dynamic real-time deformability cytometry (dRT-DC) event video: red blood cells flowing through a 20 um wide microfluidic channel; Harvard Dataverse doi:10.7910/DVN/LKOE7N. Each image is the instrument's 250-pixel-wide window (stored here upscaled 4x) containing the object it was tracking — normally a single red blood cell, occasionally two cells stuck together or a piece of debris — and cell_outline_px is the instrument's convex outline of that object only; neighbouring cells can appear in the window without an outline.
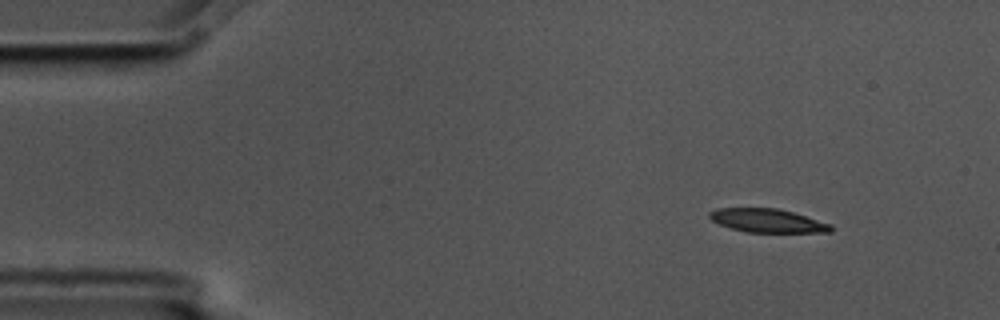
{"species": "common noctule bat (a hibernating species)", "species_latin": "Nyctalus noctula", "temperature_condition": "cold", "stored_images_in_passage": 9, "camera_frame_rate_fps": 3000, "um_per_image_px": 0.085, "animal": {"sex": "male", "body_mass_g": 17.5, "forearm_length_mm": 52.3}, "frame": {"image": 1, "passage_image": 1, "time_ms": 0.0, "image_size_px": [1000, 320], "cell_outline_px": [[832, 232], [744, 232], [720, 224], [712, 220], [708, 216], [708, 212], [716, 208], [776, 208], [792, 212], [832, 224]], "centroid_in_image_um": [65.22, 18.75], "position_along_channel_um": 19.8, "area_um2": 16.59}}
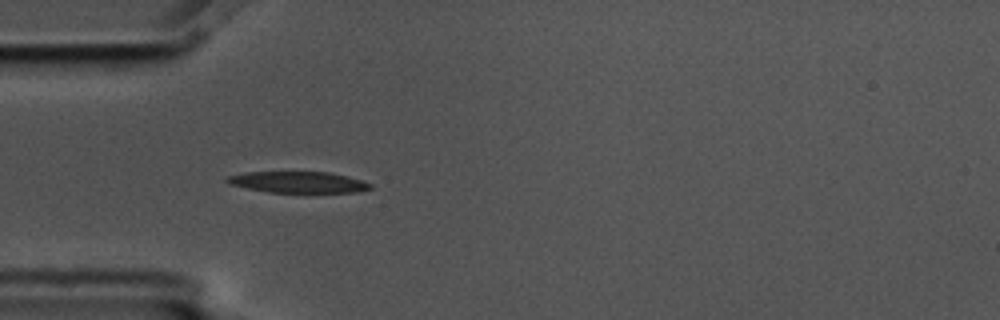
{"frame": {"image": 2, "passage_image": 4, "time_ms": 1.0, "image_size_px": [1000, 320], "cell_outline_px": [[372, 188], [356, 192], [268, 192], [228, 184], [224, 180], [228, 176], [244, 172], [328, 172], [360, 180], [372, 184]], "centroid_in_image_um": [25.29, 15.48], "position_along_channel_um": 59.7, "area_um2": 17.51}}